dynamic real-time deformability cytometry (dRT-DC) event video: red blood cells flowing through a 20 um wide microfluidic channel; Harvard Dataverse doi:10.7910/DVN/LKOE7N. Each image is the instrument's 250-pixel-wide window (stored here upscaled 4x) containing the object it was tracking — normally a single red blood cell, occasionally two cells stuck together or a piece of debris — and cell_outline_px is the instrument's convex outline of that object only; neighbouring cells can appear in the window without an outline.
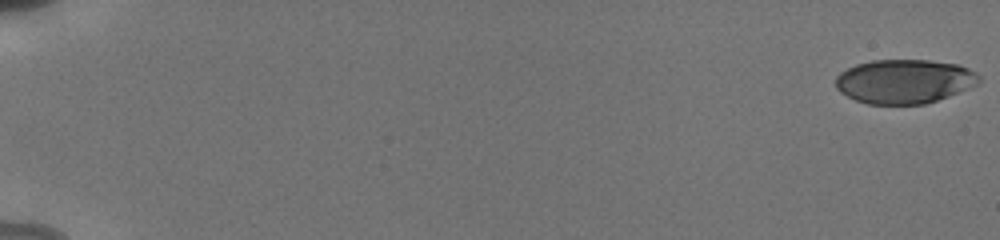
{"species": "human", "species_latin": "Homo sapiens", "temperature_condition": "cold", "stored_images_in_passage": 16, "camera_frame_rate_fps": 3000, "um_per_image_px": 0.085, "donor": {"sex": "male"}, "frame": {"image": 1, "passage_image": 1, "time_ms": 0.0, "image_size_px": [1000, 240], "cell_outline_px": [[980, 80], [976, 84], [968, 88], [948, 96], [924, 104], [868, 104], [856, 100], [840, 92], [836, 88], [836, 76], [840, 72], [856, 64], [872, 60], [928, 60], [960, 64], [976, 72], [980, 76]], "centroid_in_image_um": [76.86, 6.91], "position_along_channel_um": 8.1, "area_um2": 36.82}}
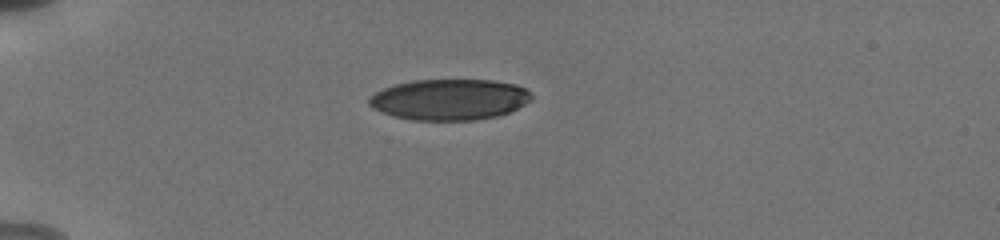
{"frame": {"image": 2, "passage_image": 10, "time_ms": 5.333, "image_size_px": [1000, 240], "cell_outline_px": [[532, 100], [508, 112], [496, 116], [476, 120], [412, 120], [392, 116], [380, 112], [372, 108], [368, 104], [368, 96], [384, 88], [396, 84], [412, 80], [492, 80], [516, 84], [524, 88], [532, 96]], "centroid_in_image_um": [38.16, 8.46], "position_along_channel_um": 46.8, "area_um2": 38.84}}
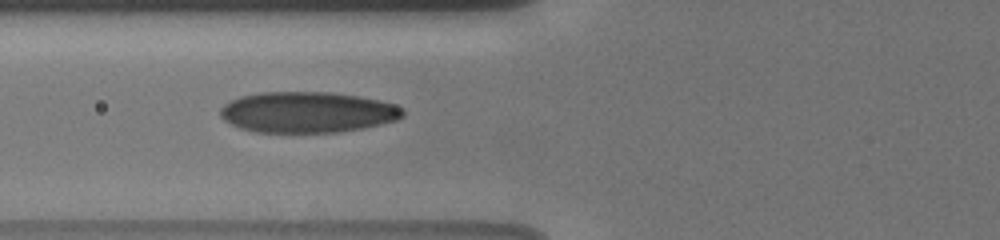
{"frame": {"image": 3, "passage_image": 14, "time_ms": 7.667, "image_size_px": [1000, 240], "cell_outline_px": [[404, 116], [396, 120], [364, 128], [340, 132], [256, 132], [240, 128], [224, 120], [220, 116], [220, 108], [224, 104], [240, 96], [260, 92], [332, 92], [360, 96], [380, 100], [404, 108]], "centroid_in_image_um": [26.14, 9.53], "position_along_channel_um": 99.7, "area_um2": 43.64}}